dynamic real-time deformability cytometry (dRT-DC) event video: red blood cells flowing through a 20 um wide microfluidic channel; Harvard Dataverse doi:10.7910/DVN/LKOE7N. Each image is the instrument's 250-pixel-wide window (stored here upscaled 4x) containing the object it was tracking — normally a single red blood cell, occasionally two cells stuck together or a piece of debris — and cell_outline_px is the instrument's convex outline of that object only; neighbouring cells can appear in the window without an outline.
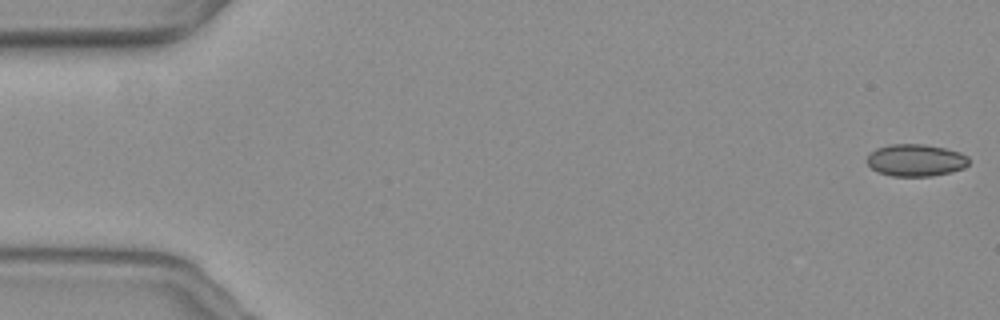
{"species": "common noctule bat (a hibernating species)", "species_latin": "Nyctalus noctula", "temperature_condition": "warm", "stored_images_in_passage": 55, "camera_frame_rate_fps": 3000, "um_per_image_px": 0.085, "animal": {"sex": "female", "body_mass_g": 19.3, "forearm_length_mm": 54.1}, "frame": {"image": 1, "passage_image": 1, "time_ms": 0.0, "image_size_px": [1000, 320], "cell_outline_px": [[968, 164], [964, 168], [932, 176], [892, 176], [880, 172], [872, 168], [868, 164], [868, 156], [876, 148], [892, 144], [924, 144], [944, 148], [960, 152], [968, 156]], "centroid_in_image_um": [77.86, 13.61], "position_along_channel_um": 7.1, "area_um2": 18.84}}
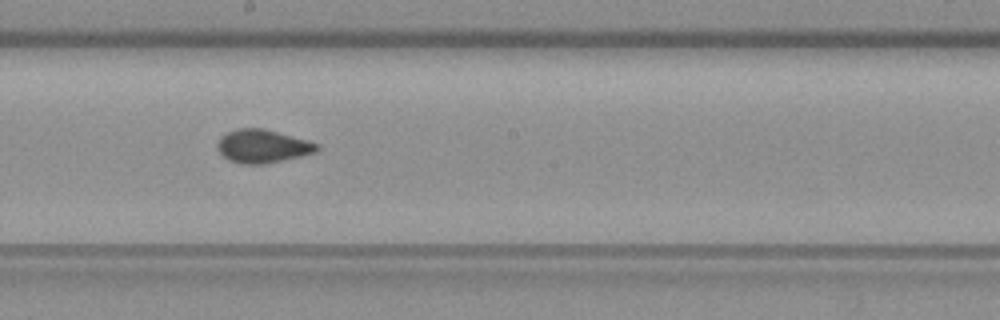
{"frame": {"image": 2, "passage_image": 31, "time_ms": 10.0, "image_size_px": [1000, 320], "cell_outline_px": [[320, 148], [316, 152], [300, 156], [264, 164], [244, 164], [228, 160], [216, 148], [220, 136], [236, 128], [264, 128], [308, 140], [320, 144]], "centroid_in_image_um": [22.33, 12.42], "position_along_channel_um": 225.9, "area_um2": 19.36}}
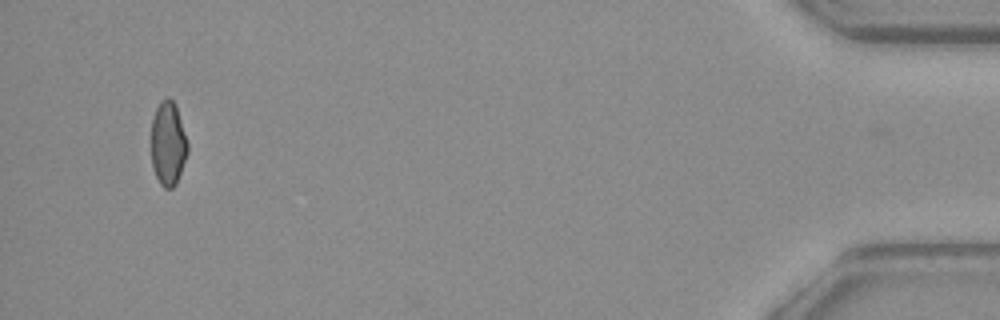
{"frame": {"image": 3, "passage_image": 54, "time_ms": 17.667, "image_size_px": [1000, 320], "cell_outline_px": [[188, 152], [176, 184], [172, 188], [164, 188], [160, 184], [156, 176], [152, 164], [152, 120], [156, 108], [160, 100], [168, 96], [176, 104], [188, 144]], "centroid_in_image_um": [14.29, 12.18], "position_along_channel_um": 420.9, "area_um2": 17.8}, "authors_computed_cell_mechanics": {"area_um2": 19.0162, "velocity_mm_per_s": 3.6451, "shape_relaxation_time_tau1_ms": null, "shape_relaxation_time_tau2_ms": 1.0703, "deformation_change_tau1": null, "deformation_change_tau2": 0.0505}}